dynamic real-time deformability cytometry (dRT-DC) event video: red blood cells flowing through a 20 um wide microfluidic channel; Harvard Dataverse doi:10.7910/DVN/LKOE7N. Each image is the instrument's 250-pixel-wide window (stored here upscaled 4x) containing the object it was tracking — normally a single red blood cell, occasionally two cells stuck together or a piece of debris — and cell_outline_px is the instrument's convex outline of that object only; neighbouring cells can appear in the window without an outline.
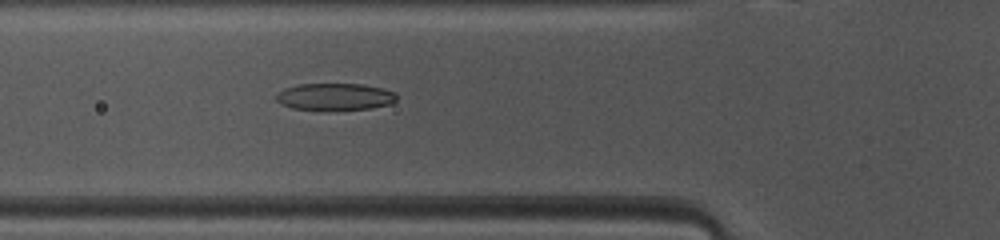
{"species": "common noctule bat (a hibernating species)", "species_latin": "Nyctalus noctula", "temperature_condition": "warm", "stored_images_in_passage": 25, "camera_frame_rate_fps": 3000, "um_per_image_px": 0.085, "animal": {"sex": "female", "body_mass_g": 10.0, "forearm_length_mm": 53.1}, "frame": {"image": 1, "passage_image": 7, "time_ms": 2.0, "image_size_px": [1000, 240], "cell_outline_px": [[396, 100], [392, 104], [372, 108], [292, 108], [280, 104], [276, 100], [276, 96], [284, 88], [300, 84], [360, 84], [384, 88], [396, 92]], "centroid_in_image_um": [28.51, 8.19], "position_along_channel_um": 97.3, "area_um2": 18.44}}
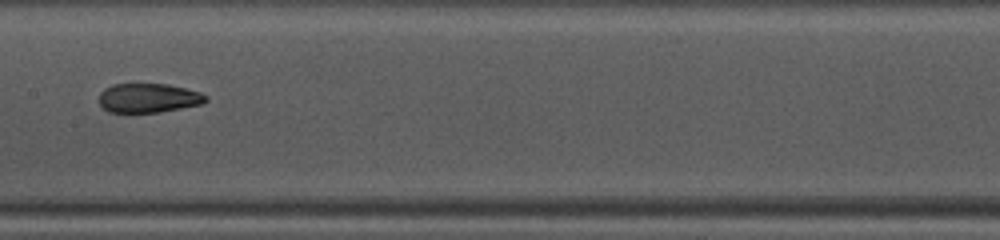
{"frame": {"image": 2, "passage_image": 14, "time_ms": 4.333, "image_size_px": [1000, 240], "cell_outline_px": [[208, 100], [204, 104], [160, 112], [108, 112], [100, 104], [100, 92], [104, 88], [112, 84], [168, 84], [200, 92], [208, 96]], "centroid_in_image_um": [12.65, 8.33], "position_along_channel_um": 194.8, "area_um2": 18.26}}
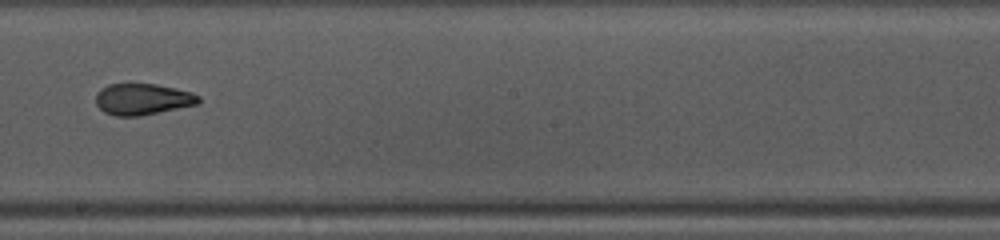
{"frame": {"image": 3, "passage_image": 17, "time_ms": 5.333, "image_size_px": [1000, 240], "cell_outline_px": [[200, 104], [140, 116], [116, 116], [104, 112], [96, 104], [96, 92], [100, 88], [108, 84], [156, 84], [176, 88], [192, 92], [200, 96]], "centroid_in_image_um": [12.13, 8.43], "position_along_channel_um": 236.1, "area_um2": 18.96}}